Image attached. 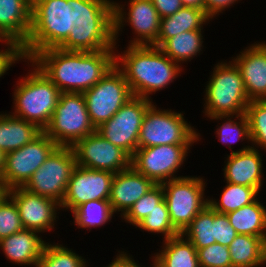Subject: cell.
Returning <instances> with one entry per match:
<instances>
[{
    "label": "cell",
    "instance_id": "7a4b0ae2",
    "mask_svg": "<svg viewBox=\"0 0 266 267\" xmlns=\"http://www.w3.org/2000/svg\"><path fill=\"white\" fill-rule=\"evenodd\" d=\"M30 61L61 93H84L115 65V49L79 52L50 48L37 52Z\"/></svg>",
    "mask_w": 266,
    "mask_h": 267
},
{
    "label": "cell",
    "instance_id": "5b68a950",
    "mask_svg": "<svg viewBox=\"0 0 266 267\" xmlns=\"http://www.w3.org/2000/svg\"><path fill=\"white\" fill-rule=\"evenodd\" d=\"M216 62L203 88V118L245 114L250 100L239 69L232 60Z\"/></svg>",
    "mask_w": 266,
    "mask_h": 267
},
{
    "label": "cell",
    "instance_id": "7c38bea8",
    "mask_svg": "<svg viewBox=\"0 0 266 267\" xmlns=\"http://www.w3.org/2000/svg\"><path fill=\"white\" fill-rule=\"evenodd\" d=\"M83 95L90 121L95 129L112 118L133 97L123 73L115 65Z\"/></svg>",
    "mask_w": 266,
    "mask_h": 267
},
{
    "label": "cell",
    "instance_id": "83f0119b",
    "mask_svg": "<svg viewBox=\"0 0 266 267\" xmlns=\"http://www.w3.org/2000/svg\"><path fill=\"white\" fill-rule=\"evenodd\" d=\"M260 200L261 196L226 215L237 234L257 236L266 241V202Z\"/></svg>",
    "mask_w": 266,
    "mask_h": 267
},
{
    "label": "cell",
    "instance_id": "603a6c76",
    "mask_svg": "<svg viewBox=\"0 0 266 267\" xmlns=\"http://www.w3.org/2000/svg\"><path fill=\"white\" fill-rule=\"evenodd\" d=\"M160 243L150 255L153 267H200L197 249L182 234Z\"/></svg>",
    "mask_w": 266,
    "mask_h": 267
},
{
    "label": "cell",
    "instance_id": "e575fe53",
    "mask_svg": "<svg viewBox=\"0 0 266 267\" xmlns=\"http://www.w3.org/2000/svg\"><path fill=\"white\" fill-rule=\"evenodd\" d=\"M245 115L248 119L251 145L266 152V100L250 101Z\"/></svg>",
    "mask_w": 266,
    "mask_h": 267
},
{
    "label": "cell",
    "instance_id": "8d00e7d4",
    "mask_svg": "<svg viewBox=\"0 0 266 267\" xmlns=\"http://www.w3.org/2000/svg\"><path fill=\"white\" fill-rule=\"evenodd\" d=\"M23 229L17 206L5 192L0 198V240Z\"/></svg>",
    "mask_w": 266,
    "mask_h": 267
},
{
    "label": "cell",
    "instance_id": "74e56055",
    "mask_svg": "<svg viewBox=\"0 0 266 267\" xmlns=\"http://www.w3.org/2000/svg\"><path fill=\"white\" fill-rule=\"evenodd\" d=\"M197 254L200 267H232L229 247L220 243L197 249Z\"/></svg>",
    "mask_w": 266,
    "mask_h": 267
},
{
    "label": "cell",
    "instance_id": "7402d4cb",
    "mask_svg": "<svg viewBox=\"0 0 266 267\" xmlns=\"http://www.w3.org/2000/svg\"><path fill=\"white\" fill-rule=\"evenodd\" d=\"M33 230L23 229L0 240V250L12 265L37 267L46 242L50 239Z\"/></svg>",
    "mask_w": 266,
    "mask_h": 267
},
{
    "label": "cell",
    "instance_id": "5bb4252c",
    "mask_svg": "<svg viewBox=\"0 0 266 267\" xmlns=\"http://www.w3.org/2000/svg\"><path fill=\"white\" fill-rule=\"evenodd\" d=\"M58 145L43 131L30 143L6 153L0 183L7 191L23 187Z\"/></svg>",
    "mask_w": 266,
    "mask_h": 267
},
{
    "label": "cell",
    "instance_id": "277c9868",
    "mask_svg": "<svg viewBox=\"0 0 266 267\" xmlns=\"http://www.w3.org/2000/svg\"><path fill=\"white\" fill-rule=\"evenodd\" d=\"M21 62H25L29 70L26 75H20L13 85V105L9 113L35 124L44 131L55 111L61 92L32 61L20 58Z\"/></svg>",
    "mask_w": 266,
    "mask_h": 267
},
{
    "label": "cell",
    "instance_id": "836d02e7",
    "mask_svg": "<svg viewBox=\"0 0 266 267\" xmlns=\"http://www.w3.org/2000/svg\"><path fill=\"white\" fill-rule=\"evenodd\" d=\"M137 228L142 233L145 231L148 234L152 233L151 235L154 236L156 234L158 237L162 236V241L181 234L171 223L165 199H163L155 209L135 226V229Z\"/></svg>",
    "mask_w": 266,
    "mask_h": 267
},
{
    "label": "cell",
    "instance_id": "6da1fadb",
    "mask_svg": "<svg viewBox=\"0 0 266 267\" xmlns=\"http://www.w3.org/2000/svg\"><path fill=\"white\" fill-rule=\"evenodd\" d=\"M50 48L92 52L115 49L113 0H32V22L20 58Z\"/></svg>",
    "mask_w": 266,
    "mask_h": 267
},
{
    "label": "cell",
    "instance_id": "2e32d148",
    "mask_svg": "<svg viewBox=\"0 0 266 267\" xmlns=\"http://www.w3.org/2000/svg\"><path fill=\"white\" fill-rule=\"evenodd\" d=\"M114 173L106 170L88 169L77 165L72 172L61 211L70 213L85 202L109 200Z\"/></svg>",
    "mask_w": 266,
    "mask_h": 267
},
{
    "label": "cell",
    "instance_id": "8992f818",
    "mask_svg": "<svg viewBox=\"0 0 266 267\" xmlns=\"http://www.w3.org/2000/svg\"><path fill=\"white\" fill-rule=\"evenodd\" d=\"M185 111L159 108L153 103L144 116L138 148L172 144H199L203 135L185 119Z\"/></svg>",
    "mask_w": 266,
    "mask_h": 267
},
{
    "label": "cell",
    "instance_id": "1f68e13d",
    "mask_svg": "<svg viewBox=\"0 0 266 267\" xmlns=\"http://www.w3.org/2000/svg\"><path fill=\"white\" fill-rule=\"evenodd\" d=\"M59 241L46 242L37 267H89L90 262L74 248Z\"/></svg>",
    "mask_w": 266,
    "mask_h": 267
},
{
    "label": "cell",
    "instance_id": "44dd1931",
    "mask_svg": "<svg viewBox=\"0 0 266 267\" xmlns=\"http://www.w3.org/2000/svg\"><path fill=\"white\" fill-rule=\"evenodd\" d=\"M32 22V0H0V40L18 49L27 41Z\"/></svg>",
    "mask_w": 266,
    "mask_h": 267
},
{
    "label": "cell",
    "instance_id": "60d3db41",
    "mask_svg": "<svg viewBox=\"0 0 266 267\" xmlns=\"http://www.w3.org/2000/svg\"><path fill=\"white\" fill-rule=\"evenodd\" d=\"M241 1L242 0H204V11L213 21L217 19L219 15H223L226 10H231V7H234V5Z\"/></svg>",
    "mask_w": 266,
    "mask_h": 267
},
{
    "label": "cell",
    "instance_id": "9a60e30c",
    "mask_svg": "<svg viewBox=\"0 0 266 267\" xmlns=\"http://www.w3.org/2000/svg\"><path fill=\"white\" fill-rule=\"evenodd\" d=\"M6 193L14 200L24 229L41 235L57 229L59 214H62L60 203L49 197L33 194L23 187L11 188Z\"/></svg>",
    "mask_w": 266,
    "mask_h": 267
},
{
    "label": "cell",
    "instance_id": "484cf974",
    "mask_svg": "<svg viewBox=\"0 0 266 267\" xmlns=\"http://www.w3.org/2000/svg\"><path fill=\"white\" fill-rule=\"evenodd\" d=\"M205 120L215 121L218 123L214 129L215 137L231 150L230 153L242 152L252 147L248 119L243 115H218L208 117ZM220 121V122H219ZM242 142L241 148L233 150V145ZM247 145H246V144ZM245 144V145H244ZM250 144V145H249Z\"/></svg>",
    "mask_w": 266,
    "mask_h": 267
},
{
    "label": "cell",
    "instance_id": "ee69618b",
    "mask_svg": "<svg viewBox=\"0 0 266 267\" xmlns=\"http://www.w3.org/2000/svg\"><path fill=\"white\" fill-rule=\"evenodd\" d=\"M184 7L199 8L204 10V0H181Z\"/></svg>",
    "mask_w": 266,
    "mask_h": 267
},
{
    "label": "cell",
    "instance_id": "ba28073f",
    "mask_svg": "<svg viewBox=\"0 0 266 267\" xmlns=\"http://www.w3.org/2000/svg\"><path fill=\"white\" fill-rule=\"evenodd\" d=\"M204 178L200 175H185L161 184L171 223L180 233L208 205V179Z\"/></svg>",
    "mask_w": 266,
    "mask_h": 267
},
{
    "label": "cell",
    "instance_id": "9c48e42d",
    "mask_svg": "<svg viewBox=\"0 0 266 267\" xmlns=\"http://www.w3.org/2000/svg\"><path fill=\"white\" fill-rule=\"evenodd\" d=\"M113 0L114 43L121 46L119 38L126 26L131 28L127 45H153L158 38L161 17L151 0ZM124 30V31H123Z\"/></svg>",
    "mask_w": 266,
    "mask_h": 267
},
{
    "label": "cell",
    "instance_id": "ffe728a7",
    "mask_svg": "<svg viewBox=\"0 0 266 267\" xmlns=\"http://www.w3.org/2000/svg\"><path fill=\"white\" fill-rule=\"evenodd\" d=\"M156 184L132 166L114 174L109 202L113 212L122 217L133 204Z\"/></svg>",
    "mask_w": 266,
    "mask_h": 267
},
{
    "label": "cell",
    "instance_id": "4316f807",
    "mask_svg": "<svg viewBox=\"0 0 266 267\" xmlns=\"http://www.w3.org/2000/svg\"><path fill=\"white\" fill-rule=\"evenodd\" d=\"M204 35V30L181 32L167 39L159 48L171 60L184 67V64L188 65L205 51Z\"/></svg>",
    "mask_w": 266,
    "mask_h": 267
},
{
    "label": "cell",
    "instance_id": "d6986e66",
    "mask_svg": "<svg viewBox=\"0 0 266 267\" xmlns=\"http://www.w3.org/2000/svg\"><path fill=\"white\" fill-rule=\"evenodd\" d=\"M262 151L251 147L242 152L226 154L222 168L225 182L256 188L260 193L266 183Z\"/></svg>",
    "mask_w": 266,
    "mask_h": 267
},
{
    "label": "cell",
    "instance_id": "7bdbcfd3",
    "mask_svg": "<svg viewBox=\"0 0 266 267\" xmlns=\"http://www.w3.org/2000/svg\"><path fill=\"white\" fill-rule=\"evenodd\" d=\"M161 18L175 14L183 5L181 0H151Z\"/></svg>",
    "mask_w": 266,
    "mask_h": 267
},
{
    "label": "cell",
    "instance_id": "d4e9b609",
    "mask_svg": "<svg viewBox=\"0 0 266 267\" xmlns=\"http://www.w3.org/2000/svg\"><path fill=\"white\" fill-rule=\"evenodd\" d=\"M42 130L35 124L10 114L0 112V150L5 154L30 143Z\"/></svg>",
    "mask_w": 266,
    "mask_h": 267
},
{
    "label": "cell",
    "instance_id": "f35d334b",
    "mask_svg": "<svg viewBox=\"0 0 266 267\" xmlns=\"http://www.w3.org/2000/svg\"><path fill=\"white\" fill-rule=\"evenodd\" d=\"M214 238L216 243L229 246L234 240L237 233L230 225L229 219L226 214L218 213L214 210Z\"/></svg>",
    "mask_w": 266,
    "mask_h": 267
},
{
    "label": "cell",
    "instance_id": "3957f363",
    "mask_svg": "<svg viewBox=\"0 0 266 267\" xmlns=\"http://www.w3.org/2000/svg\"><path fill=\"white\" fill-rule=\"evenodd\" d=\"M115 46V66L123 73L133 96L153 100L180 78L184 67L154 45ZM183 72V73H182Z\"/></svg>",
    "mask_w": 266,
    "mask_h": 267
},
{
    "label": "cell",
    "instance_id": "b9f144b4",
    "mask_svg": "<svg viewBox=\"0 0 266 267\" xmlns=\"http://www.w3.org/2000/svg\"><path fill=\"white\" fill-rule=\"evenodd\" d=\"M116 252V255L113 257L111 262L107 263L108 265H104L102 267H146L143 263L140 264L137 258L136 260H134V256L130 254V251H127L126 249H116ZM149 259H151V262H149L150 266L147 267H153L152 258L149 257Z\"/></svg>",
    "mask_w": 266,
    "mask_h": 267
},
{
    "label": "cell",
    "instance_id": "cb8c5ba5",
    "mask_svg": "<svg viewBox=\"0 0 266 267\" xmlns=\"http://www.w3.org/2000/svg\"><path fill=\"white\" fill-rule=\"evenodd\" d=\"M210 21L204 10L183 6L175 14L161 18L158 38L153 45L160 47L167 39L181 32L205 30Z\"/></svg>",
    "mask_w": 266,
    "mask_h": 267
},
{
    "label": "cell",
    "instance_id": "d590c367",
    "mask_svg": "<svg viewBox=\"0 0 266 267\" xmlns=\"http://www.w3.org/2000/svg\"><path fill=\"white\" fill-rule=\"evenodd\" d=\"M164 199V190L161 184H156L148 193L143 195L119 219L127 225L135 227Z\"/></svg>",
    "mask_w": 266,
    "mask_h": 267
},
{
    "label": "cell",
    "instance_id": "4fadbf2b",
    "mask_svg": "<svg viewBox=\"0 0 266 267\" xmlns=\"http://www.w3.org/2000/svg\"><path fill=\"white\" fill-rule=\"evenodd\" d=\"M153 100L133 96L108 121L96 131L112 144L120 147L130 157L138 149L141 125Z\"/></svg>",
    "mask_w": 266,
    "mask_h": 267
},
{
    "label": "cell",
    "instance_id": "d6a6232c",
    "mask_svg": "<svg viewBox=\"0 0 266 267\" xmlns=\"http://www.w3.org/2000/svg\"><path fill=\"white\" fill-rule=\"evenodd\" d=\"M214 209L208 204L181 233L196 249L216 243L214 238Z\"/></svg>",
    "mask_w": 266,
    "mask_h": 267
},
{
    "label": "cell",
    "instance_id": "e0dca14e",
    "mask_svg": "<svg viewBox=\"0 0 266 267\" xmlns=\"http://www.w3.org/2000/svg\"><path fill=\"white\" fill-rule=\"evenodd\" d=\"M77 165L118 173L131 166V157L104 139L97 131L80 139L73 147Z\"/></svg>",
    "mask_w": 266,
    "mask_h": 267
},
{
    "label": "cell",
    "instance_id": "f1b7e54d",
    "mask_svg": "<svg viewBox=\"0 0 266 267\" xmlns=\"http://www.w3.org/2000/svg\"><path fill=\"white\" fill-rule=\"evenodd\" d=\"M228 247L232 267H265L266 241L261 237L237 234Z\"/></svg>",
    "mask_w": 266,
    "mask_h": 267
},
{
    "label": "cell",
    "instance_id": "8fae6325",
    "mask_svg": "<svg viewBox=\"0 0 266 267\" xmlns=\"http://www.w3.org/2000/svg\"><path fill=\"white\" fill-rule=\"evenodd\" d=\"M76 166L73 148L58 146L23 188L33 194L54 199L61 204Z\"/></svg>",
    "mask_w": 266,
    "mask_h": 267
},
{
    "label": "cell",
    "instance_id": "52a82bcc",
    "mask_svg": "<svg viewBox=\"0 0 266 267\" xmlns=\"http://www.w3.org/2000/svg\"><path fill=\"white\" fill-rule=\"evenodd\" d=\"M95 131L83 93L62 92L43 132L58 146L73 147L80 139Z\"/></svg>",
    "mask_w": 266,
    "mask_h": 267
},
{
    "label": "cell",
    "instance_id": "ac0fdd59",
    "mask_svg": "<svg viewBox=\"0 0 266 267\" xmlns=\"http://www.w3.org/2000/svg\"><path fill=\"white\" fill-rule=\"evenodd\" d=\"M235 54L230 60L241 73L249 100H266V41H254Z\"/></svg>",
    "mask_w": 266,
    "mask_h": 267
},
{
    "label": "cell",
    "instance_id": "ab89813d",
    "mask_svg": "<svg viewBox=\"0 0 266 267\" xmlns=\"http://www.w3.org/2000/svg\"><path fill=\"white\" fill-rule=\"evenodd\" d=\"M2 48H0V78H4L7 71H9L13 66L19 64L20 61V52L19 49L11 42L1 40ZM4 48V49H3ZM1 80V79H0Z\"/></svg>",
    "mask_w": 266,
    "mask_h": 267
},
{
    "label": "cell",
    "instance_id": "f546056e",
    "mask_svg": "<svg viewBox=\"0 0 266 267\" xmlns=\"http://www.w3.org/2000/svg\"><path fill=\"white\" fill-rule=\"evenodd\" d=\"M72 214V215H71ZM69 215L73 216V226H77L76 229H84L87 232L91 231L93 228L105 227V225H110L112 219H115V213L111 208L109 200H92L83 203L82 205L75 208ZM114 217V218H113Z\"/></svg>",
    "mask_w": 266,
    "mask_h": 267
},
{
    "label": "cell",
    "instance_id": "4dcf8cb0",
    "mask_svg": "<svg viewBox=\"0 0 266 267\" xmlns=\"http://www.w3.org/2000/svg\"><path fill=\"white\" fill-rule=\"evenodd\" d=\"M220 197L209 196L208 204L218 213L227 214L254 202L261 193L253 187L225 182Z\"/></svg>",
    "mask_w": 266,
    "mask_h": 267
},
{
    "label": "cell",
    "instance_id": "f6af8a7d",
    "mask_svg": "<svg viewBox=\"0 0 266 267\" xmlns=\"http://www.w3.org/2000/svg\"><path fill=\"white\" fill-rule=\"evenodd\" d=\"M5 153L0 150V178L3 174V169L5 166Z\"/></svg>",
    "mask_w": 266,
    "mask_h": 267
},
{
    "label": "cell",
    "instance_id": "30bf717a",
    "mask_svg": "<svg viewBox=\"0 0 266 267\" xmlns=\"http://www.w3.org/2000/svg\"><path fill=\"white\" fill-rule=\"evenodd\" d=\"M194 144H172L138 148L131 157V166L155 184L183 177L178 172L188 161ZM179 175V176H178Z\"/></svg>",
    "mask_w": 266,
    "mask_h": 267
}]
</instances>
